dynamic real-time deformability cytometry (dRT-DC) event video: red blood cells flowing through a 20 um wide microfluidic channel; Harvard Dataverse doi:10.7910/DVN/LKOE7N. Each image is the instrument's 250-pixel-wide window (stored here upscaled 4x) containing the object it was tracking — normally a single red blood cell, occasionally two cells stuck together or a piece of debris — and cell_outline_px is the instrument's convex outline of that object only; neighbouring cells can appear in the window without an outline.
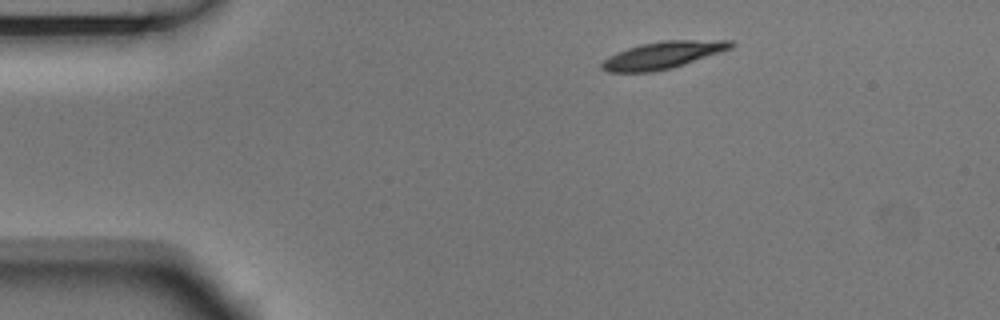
{"species": "Egyptian fruit bat (a non-hibernating species)", "species_latin": "Rousettus aegyptiacus", "temperature_condition": "room temperature", "stored_images_in_passage": 6, "camera_frame_rate_fps": 3000, "um_per_image_px": 0.085, "animal": {"sex": "male"}, "frame": {"image": 1, "passage_image": 1, "time_ms": 0.0, "image_size_px": [1000, 320], "cell_outline_px": [[736, 44], [732, 48], [672, 68], [652, 72], [608, 72], [600, 68], [600, 64], [608, 56], [628, 48], [640, 44], [664, 40], [732, 40]], "centroid_in_image_um": [56.33, 4.68], "position_along_channel_um": 28.7, "area_um2": 20.4}}
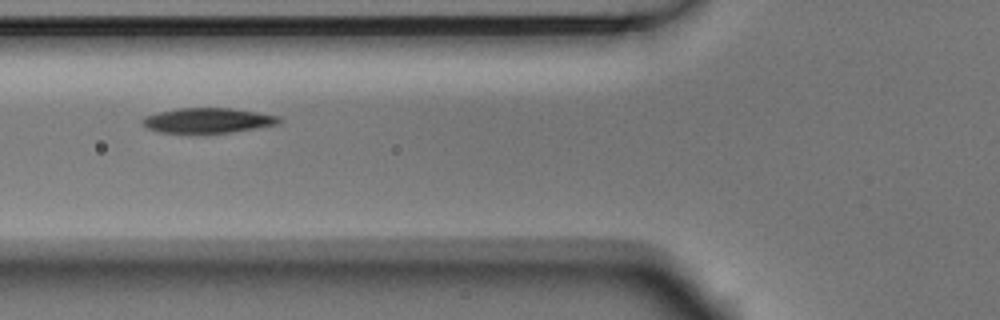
{"frame": {"image": 2, "passage_image": 4, "time_ms": 1.0, "image_size_px": [1000, 320], "cell_outline_px": [[284, 120], [280, 124], [232, 132], [160, 132], [148, 128], [140, 124], [140, 120], [144, 116], [160, 112], [180, 108], [232, 108], [280, 116]], "centroid_in_image_um": [17.7, 10.23], "position_along_channel_um": 108.1, "area_um2": 19.83}}
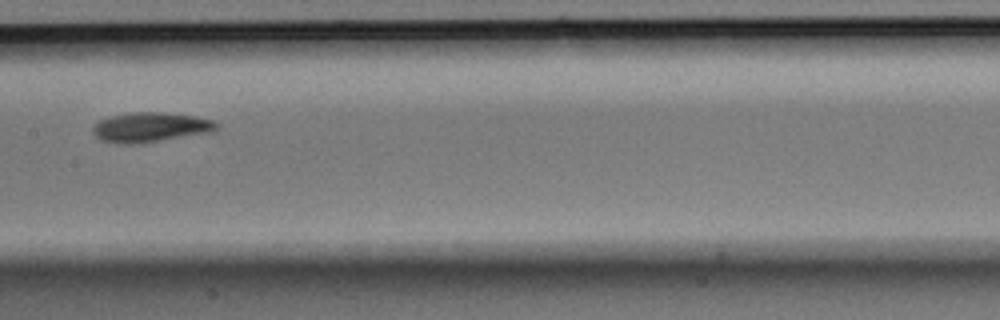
{"frame": {"image": 3, "passage_image": 6, "time_ms": 1.667, "image_size_px": [1000, 320], "cell_outline_px": [[220, 124], [216, 128], [208, 132], [140, 144], [116, 144], [100, 140], [92, 132], [92, 128], [100, 120], [108, 116], [132, 112], [164, 112], [192, 116], [212, 120]], "centroid_in_image_um": [12.72, 10.82], "position_along_channel_um": 194.7, "area_um2": 21.39}}